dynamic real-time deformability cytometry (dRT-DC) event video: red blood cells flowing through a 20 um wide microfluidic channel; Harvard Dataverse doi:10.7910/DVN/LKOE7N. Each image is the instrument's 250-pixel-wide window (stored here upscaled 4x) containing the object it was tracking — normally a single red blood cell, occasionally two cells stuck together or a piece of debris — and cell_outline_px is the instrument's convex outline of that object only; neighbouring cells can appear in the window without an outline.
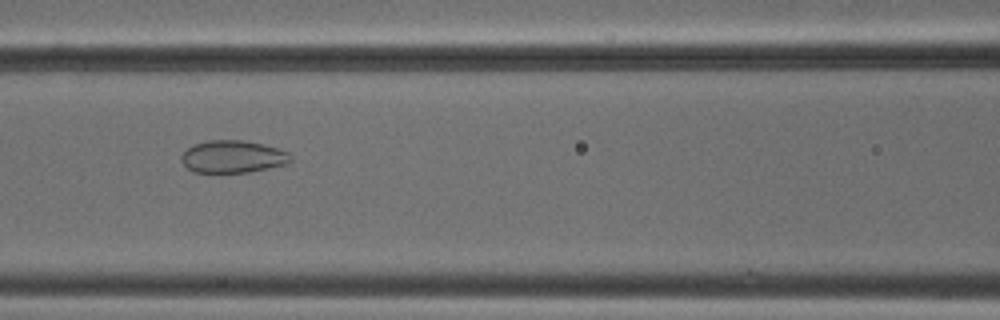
{"species": "common noctule bat (a hibernating species)", "species_latin": "Nyctalus noctula", "temperature_condition": "cold", "stored_images_in_passage": 26, "camera_frame_rate_fps": 3000, "um_per_image_px": 0.085, "animal": {"sex": "male", "body_mass_g": 18.8}, "frame": {"image": 1, "passage_image": 17, "time_ms": 5.333, "image_size_px": [1000, 320], "cell_outline_px": [[292, 160], [288, 164], [248, 172], [192, 172], [180, 160], [180, 156], [192, 144], [208, 140], [244, 140], [264, 144], [288, 152], [292, 156]], "centroid_in_image_um": [19.79, 13.31], "position_along_channel_um": 146.8, "area_um2": 20.75}}
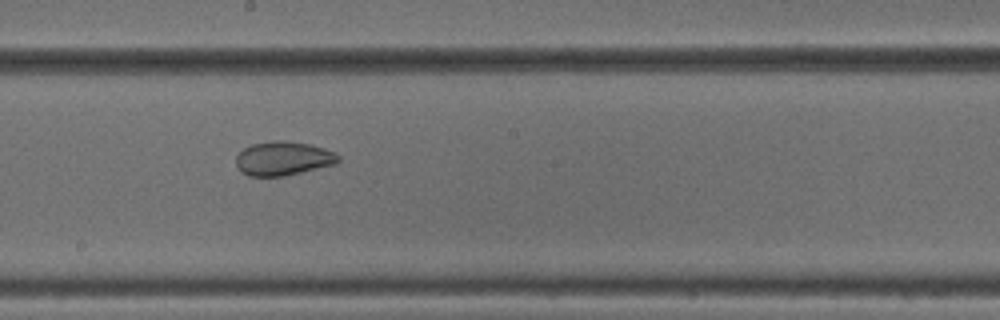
{"frame": {"image": 2, "passage_image": 23, "time_ms": 7.333, "image_size_px": [1000, 320], "cell_outline_px": [[340, 160], [336, 164], [284, 176], [248, 176], [240, 172], [236, 164], [236, 156], [244, 148], [252, 144], [272, 140], [284, 140], [312, 144], [336, 152], [340, 156]], "centroid_in_image_um": [24.09, 13.46], "position_along_channel_um": 224.1, "area_um2": 20.52}}
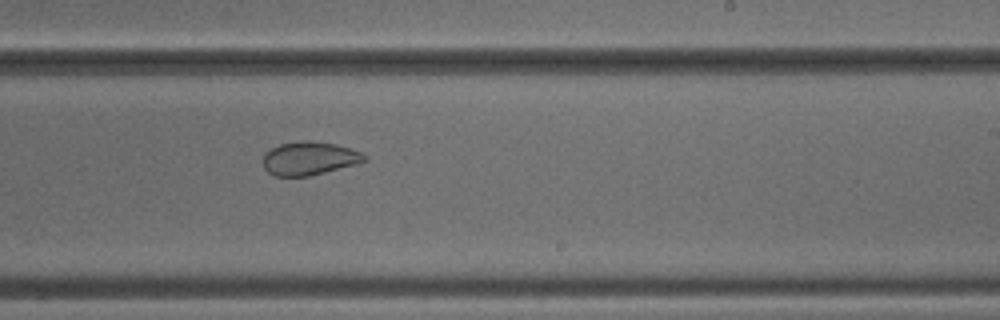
{"frame": {"image": 3, "passage_image": 26, "time_ms": 8.333, "image_size_px": [1000, 320], "cell_outline_px": [[368, 160], [356, 164], [308, 176], [276, 176], [268, 172], [264, 168], [264, 152], [280, 144], [300, 140], [308, 140], [336, 144], [360, 152]], "centroid_in_image_um": [26.26, 13.45], "position_along_channel_um": 262.7, "area_um2": 19.54}}